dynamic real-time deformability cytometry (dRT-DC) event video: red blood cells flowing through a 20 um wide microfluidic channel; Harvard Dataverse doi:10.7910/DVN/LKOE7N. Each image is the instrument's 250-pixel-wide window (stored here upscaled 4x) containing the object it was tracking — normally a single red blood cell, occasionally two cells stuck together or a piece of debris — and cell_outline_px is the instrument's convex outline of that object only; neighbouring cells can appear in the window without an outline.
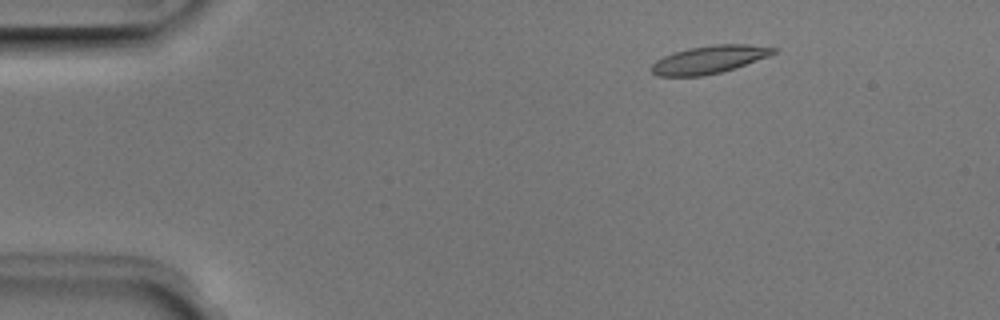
{"species": "Egyptian fruit bat (a non-hibernating species)", "species_latin": "Rousettus aegyptiacus", "temperature_condition": "room temperature", "stored_images_in_passage": 45, "camera_frame_rate_fps": 3000, "um_per_image_px": 0.085, "animal": {"sex": "male"}, "frame": {"image": 1, "passage_image": 1, "time_ms": 0.0, "image_size_px": [1000, 320], "cell_outline_px": [[776, 52], [768, 56], [720, 72], [704, 76], [656, 76], [648, 68], [656, 60], [672, 52], [688, 48], [712, 44], [748, 44], [776, 48]], "centroid_in_image_um": [60.2, 5.06], "position_along_channel_um": 24.8, "area_um2": 19.71}}
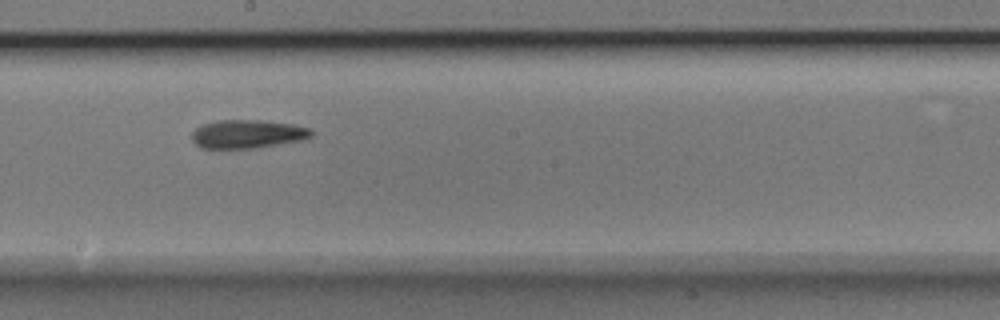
{"frame": {"image": 2, "passage_image": 22, "time_ms": 7.0, "image_size_px": [1000, 320], "cell_outline_px": [[312, 136], [308, 140], [256, 148], [200, 148], [192, 140], [192, 132], [196, 128], [204, 124], [216, 120], [260, 120], [292, 124], [312, 128]], "centroid_in_image_um": [21.09, 11.4], "position_along_channel_um": 227.1, "area_um2": 20.11}}
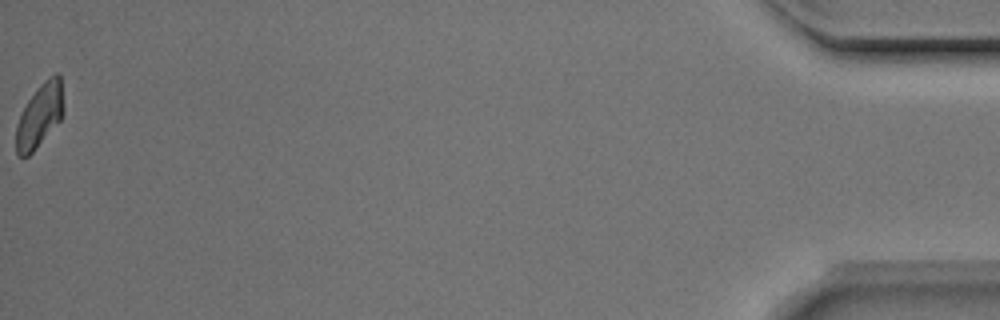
{"frame": {"image": 3, "passage_image": 45, "time_ms": 14.667, "image_size_px": [1000, 320], "cell_outline_px": [[64, 112], [60, 120], [32, 152], [28, 156], [20, 156], [16, 152], [16, 124], [28, 100], [40, 84], [48, 76], [56, 72], [60, 72], [64, 108]], "centroid_in_image_um": [3.39, 9.77], "position_along_channel_um": 431.8, "area_um2": 17.51}, "authors_computed_cell_mechanics": {"area_um2": 19.363, "velocity_mm_per_s": 3.9624, "shape_relaxation_time_tau1_ms": 4.5334, "shape_relaxation_time_tau2_ms": 3.1564, "deformation_change_tau1": 0.1501, "deformation_change_tau2": 0.0996}}